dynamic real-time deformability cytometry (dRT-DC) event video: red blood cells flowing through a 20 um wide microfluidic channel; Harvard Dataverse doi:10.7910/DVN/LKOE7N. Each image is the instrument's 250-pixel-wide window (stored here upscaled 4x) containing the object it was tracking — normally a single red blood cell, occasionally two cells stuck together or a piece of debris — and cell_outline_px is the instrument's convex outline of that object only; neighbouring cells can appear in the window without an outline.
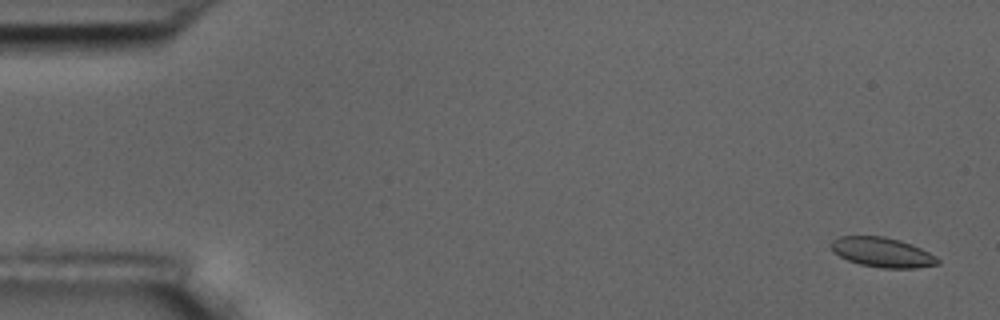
{"species": "common noctule bat (a hibernating species)", "species_latin": "Nyctalus noctula", "temperature_condition": "room temperature", "stored_images_in_passage": 5, "camera_frame_rate_fps": 3000, "um_per_image_px": 0.085, "animal": {"sex": "male", "body_mass_g": 17.5, "forearm_length_mm": 52.3}, "frame": {"image": 1, "passage_image": 1, "time_ms": 0.0, "image_size_px": [1000, 320], "cell_outline_px": [[940, 264], [916, 268], [880, 268], [860, 264], [848, 260], [832, 252], [832, 240], [840, 236], [884, 236], [900, 240], [912, 244], [936, 256], [940, 260]], "centroid_in_image_um": [75.01, 21.45], "position_along_channel_um": 10.0, "area_um2": 18.5}}